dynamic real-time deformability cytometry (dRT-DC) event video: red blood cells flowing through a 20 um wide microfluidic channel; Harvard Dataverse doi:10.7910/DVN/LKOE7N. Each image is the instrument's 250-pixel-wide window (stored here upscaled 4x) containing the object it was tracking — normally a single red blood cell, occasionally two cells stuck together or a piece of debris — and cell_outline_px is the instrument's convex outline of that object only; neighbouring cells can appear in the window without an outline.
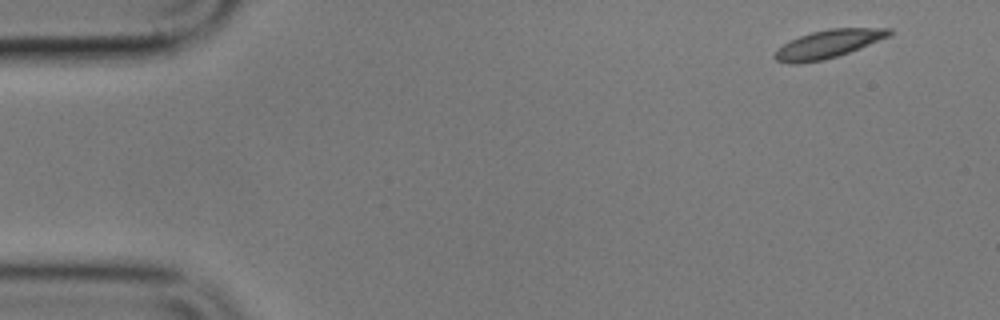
{"species": "common noctule bat (a hibernating species)", "species_latin": "Nyctalus noctula", "temperature_condition": "cold", "stored_images_in_passage": 4, "camera_frame_rate_fps": 3000, "um_per_image_px": 0.085, "animal": {"sex": "male", "body_mass_g": 17.9}, "frame": {"image": 1, "passage_image": 1, "time_ms": 0.0, "image_size_px": [1000, 320], "cell_outline_px": [[892, 32], [888, 36], [860, 48], [824, 60], [796, 64], [788, 64], [776, 60], [772, 56], [776, 48], [800, 36], [812, 32], [828, 28], [892, 28]], "centroid_in_image_um": [70.34, 3.75], "position_along_channel_um": 14.7, "area_um2": 18.67}}
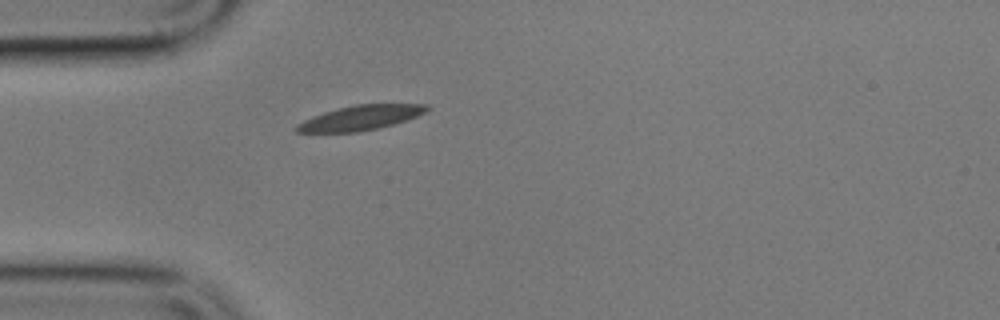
{"frame": {"image": 2, "passage_image": 4, "time_ms": 4.333, "image_size_px": [1000, 320], "cell_outline_px": [[432, 108], [408, 120], [360, 132], [296, 132], [292, 128], [296, 124], [312, 116], [324, 112], [356, 104], [428, 104]], "centroid_in_image_um": [30.62, 10.01], "position_along_channel_um": 54.4, "area_um2": 18.73}}